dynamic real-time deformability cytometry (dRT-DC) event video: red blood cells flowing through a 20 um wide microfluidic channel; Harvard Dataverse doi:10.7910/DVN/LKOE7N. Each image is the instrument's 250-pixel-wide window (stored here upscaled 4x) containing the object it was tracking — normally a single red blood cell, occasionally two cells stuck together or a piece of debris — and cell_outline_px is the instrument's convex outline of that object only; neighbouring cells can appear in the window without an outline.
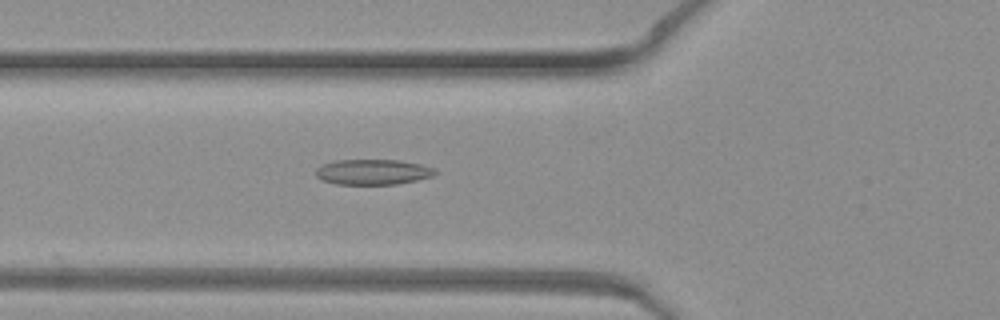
{"species": "common noctule bat (a hibernating species)", "species_latin": "Nyctalus noctula", "temperature_condition": "warm", "stored_images_in_passage": 46, "camera_frame_rate_fps": 3000, "um_per_image_px": 0.085, "animal": {"sex": "female", "body_mass_g": 19.3, "forearm_length_mm": 54.1}, "frame": {"image": 1, "passage_image": 16, "time_ms": 5.0, "image_size_px": [1000, 320], "cell_outline_px": [[440, 172], [432, 176], [416, 180], [396, 184], [336, 184], [320, 180], [316, 176], [316, 168], [324, 164], [336, 160], [400, 160], [420, 164], [436, 168]], "centroid_in_image_um": [31.72, 14.61], "position_along_channel_um": 94.1, "area_um2": 17.74}}
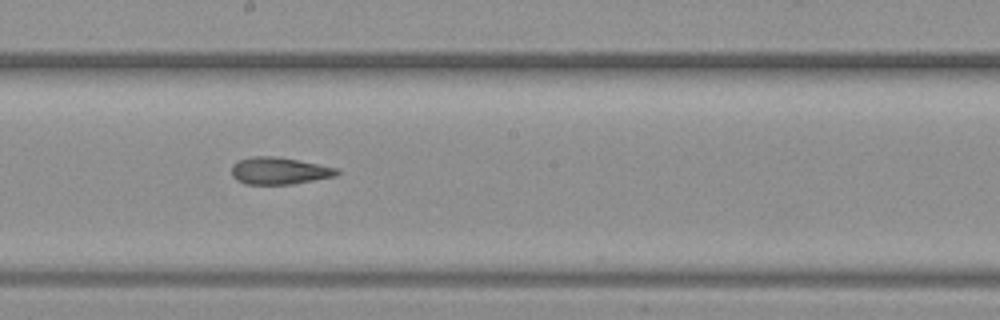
{"frame": {"image": 2, "passage_image": 25, "time_ms": 8.0, "image_size_px": [1000, 320], "cell_outline_px": [[340, 172], [336, 176], [292, 184], [244, 184], [236, 180], [232, 176], [232, 164], [240, 160], [252, 156], [276, 156], [336, 168]], "centroid_in_image_um": [23.69, 14.52], "position_along_channel_um": 224.5, "area_um2": 16.47}}
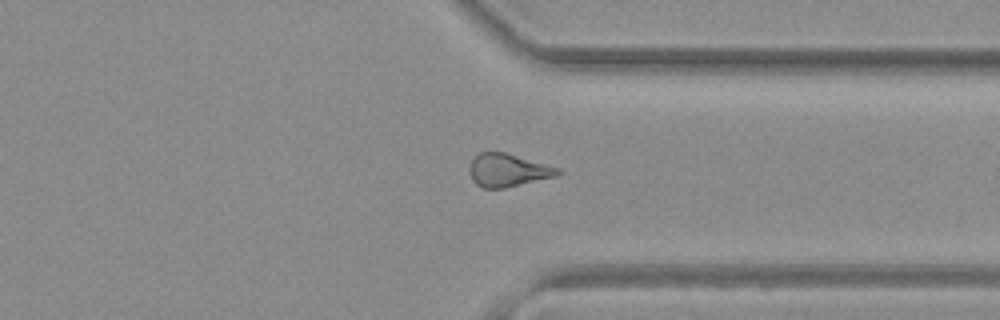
{"frame": {"image": 3, "passage_image": 35, "time_ms": 11.333, "image_size_px": [1000, 320], "cell_outline_px": [[564, 172], [556, 176], [504, 188], [484, 188], [476, 184], [472, 180], [468, 168], [472, 160], [480, 152], [504, 152], [560, 168]], "centroid_in_image_um": [43.17, 14.47], "position_along_channel_um": 368.2, "area_um2": 16.88}}